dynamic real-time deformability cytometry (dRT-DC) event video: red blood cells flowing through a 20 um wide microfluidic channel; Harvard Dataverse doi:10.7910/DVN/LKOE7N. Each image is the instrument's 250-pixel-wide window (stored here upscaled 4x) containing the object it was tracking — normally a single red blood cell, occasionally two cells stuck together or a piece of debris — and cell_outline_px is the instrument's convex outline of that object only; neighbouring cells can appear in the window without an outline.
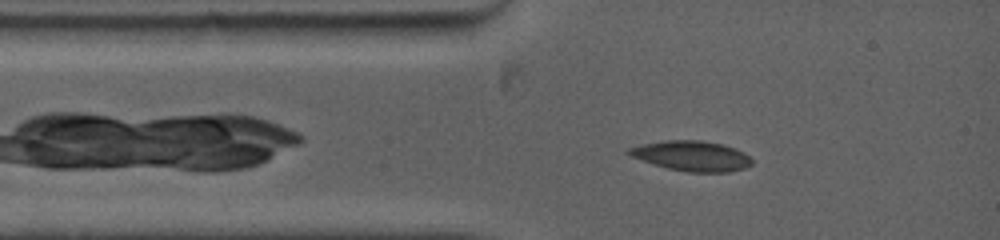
{"species": "common noctule bat (a hibernating species)", "species_latin": "Nyctalus noctula", "temperature_condition": "warm", "stored_images_in_passage": 9, "camera_frame_rate_fps": 5000, "um_per_image_px": 0.085, "animal": {"sex": "female", "body_mass_g": 19.0, "forearm_length_mm": 53.3}, "frame": {"image": 1, "passage_image": 2, "time_ms": 0.6, "image_size_px": [1000, 240], "cell_outline_px": [[752, 164], [744, 168], [728, 172], [688, 172], [668, 168], [652, 164], [632, 156], [624, 152], [628, 148], [640, 144], [664, 140], [700, 140], [724, 144], [736, 148], [744, 152], [752, 160]], "centroid_in_image_um": [58.78, 13.24], "position_along_channel_um": 26.2, "area_um2": 21.73}}
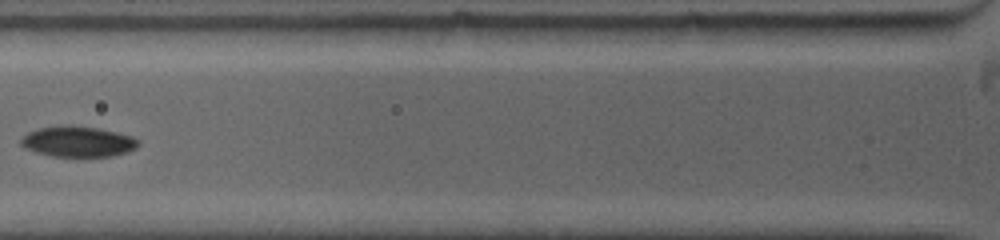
{"frame": {"image": 2, "passage_image": 6, "time_ms": 3.2, "image_size_px": [1000, 240], "cell_outline_px": [[140, 144], [136, 148], [128, 152], [112, 156], [52, 156], [36, 152], [24, 148], [20, 144], [20, 140], [28, 132], [40, 128], [60, 124], [68, 124], [100, 128], [132, 136], [140, 140]], "centroid_in_image_um": [6.64, 12.02], "position_along_channel_um": 119.2, "area_um2": 21.21}}
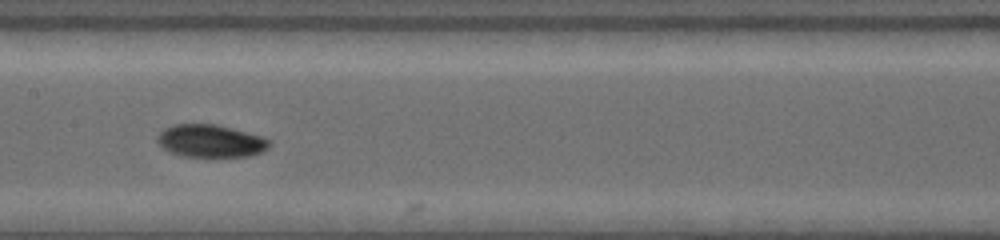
{"frame": {"image": 3, "passage_image": 8, "time_ms": 5.0, "image_size_px": [1000, 240], "cell_outline_px": [[272, 144], [268, 148], [260, 152], [248, 156], [184, 156], [172, 152], [164, 148], [156, 140], [156, 136], [164, 128], [172, 124], [216, 124], [264, 136], [272, 140]], "centroid_in_image_um": [17.93, 11.96], "position_along_channel_um": 189.5, "area_um2": 21.33}}